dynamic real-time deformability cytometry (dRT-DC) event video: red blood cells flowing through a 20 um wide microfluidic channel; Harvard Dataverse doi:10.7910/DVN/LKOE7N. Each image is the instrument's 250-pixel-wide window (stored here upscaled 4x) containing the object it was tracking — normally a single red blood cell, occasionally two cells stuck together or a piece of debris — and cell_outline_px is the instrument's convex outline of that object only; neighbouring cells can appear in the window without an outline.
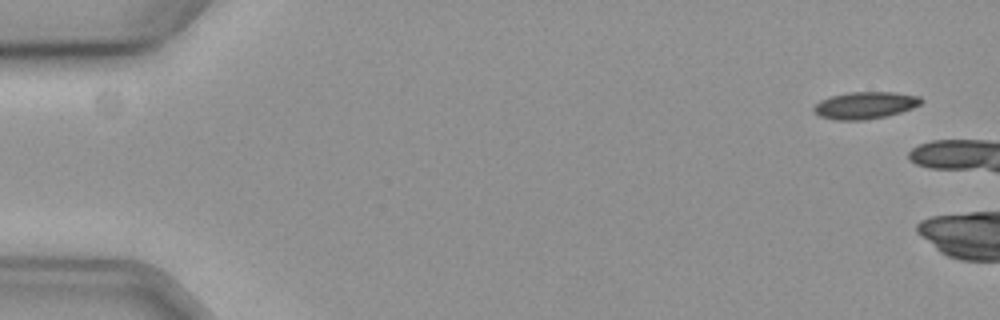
{"species": "common noctule bat (a hibernating species)", "species_latin": "Nyctalus noctula", "temperature_condition": "cold", "stored_images_in_passage": 8, "camera_frame_rate_fps": 3000, "um_per_image_px": 0.085, "animal": {"sex": "female", "body_mass_g": 19.3, "forearm_length_mm": 54.1}, "frame": {"image": 1, "passage_image": 1, "time_ms": 0.0, "image_size_px": [1000, 320], "cell_outline_px": [[924, 100], [920, 104], [912, 108], [900, 112], [884, 116], [864, 120], [836, 120], [820, 116], [812, 108], [820, 100], [832, 96], [848, 92], [892, 92], [920, 96]], "centroid_in_image_um": [73.54, 8.94], "position_along_channel_um": 11.5, "area_um2": 16.76}}